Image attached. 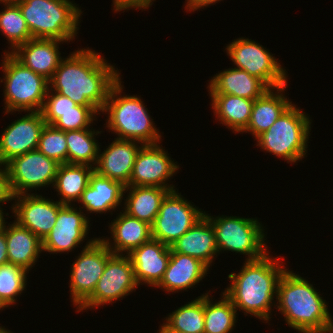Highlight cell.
<instances>
[{"label":"cell","instance_id":"6da1fadb","mask_svg":"<svg viewBox=\"0 0 333 333\" xmlns=\"http://www.w3.org/2000/svg\"><path fill=\"white\" fill-rule=\"evenodd\" d=\"M119 70L95 50L81 48L62 58L49 88L80 106L103 110L111 87L121 78Z\"/></svg>","mask_w":333,"mask_h":333},{"label":"cell","instance_id":"7a4b0ae2","mask_svg":"<svg viewBox=\"0 0 333 333\" xmlns=\"http://www.w3.org/2000/svg\"><path fill=\"white\" fill-rule=\"evenodd\" d=\"M283 259L267 253L260 259L245 260L238 273L228 275L231 283L223 293L236 310L244 311L245 315H254L266 323L270 321L272 307H276L274 298L277 297L278 281L287 269Z\"/></svg>","mask_w":333,"mask_h":333},{"label":"cell","instance_id":"3957f363","mask_svg":"<svg viewBox=\"0 0 333 333\" xmlns=\"http://www.w3.org/2000/svg\"><path fill=\"white\" fill-rule=\"evenodd\" d=\"M313 284L286 269L277 285L276 309L298 333H324L333 329L328 304Z\"/></svg>","mask_w":333,"mask_h":333},{"label":"cell","instance_id":"277c9868","mask_svg":"<svg viewBox=\"0 0 333 333\" xmlns=\"http://www.w3.org/2000/svg\"><path fill=\"white\" fill-rule=\"evenodd\" d=\"M121 78L111 87L101 111L108 114L106 126L118 139L134 140L144 144L161 143L159 129L153 123L144 102L137 95H121ZM126 95V96H125Z\"/></svg>","mask_w":333,"mask_h":333},{"label":"cell","instance_id":"5b68a950","mask_svg":"<svg viewBox=\"0 0 333 333\" xmlns=\"http://www.w3.org/2000/svg\"><path fill=\"white\" fill-rule=\"evenodd\" d=\"M32 38L73 41L79 30L82 10L70 0H14Z\"/></svg>","mask_w":333,"mask_h":333},{"label":"cell","instance_id":"8992f818","mask_svg":"<svg viewBox=\"0 0 333 333\" xmlns=\"http://www.w3.org/2000/svg\"><path fill=\"white\" fill-rule=\"evenodd\" d=\"M299 108L291 104L266 132L255 139L262 151L291 164L306 156L312 120Z\"/></svg>","mask_w":333,"mask_h":333},{"label":"cell","instance_id":"52a82bcc","mask_svg":"<svg viewBox=\"0 0 333 333\" xmlns=\"http://www.w3.org/2000/svg\"><path fill=\"white\" fill-rule=\"evenodd\" d=\"M4 83L5 114L24 111H41L49 81L43 76L25 67L10 52L5 51L2 57Z\"/></svg>","mask_w":333,"mask_h":333},{"label":"cell","instance_id":"ba28073f","mask_svg":"<svg viewBox=\"0 0 333 333\" xmlns=\"http://www.w3.org/2000/svg\"><path fill=\"white\" fill-rule=\"evenodd\" d=\"M204 215L214 228L219 253L231 251L248 255L245 260L260 259L269 253L264 239V227L257 218L226 215L213 217L208 213Z\"/></svg>","mask_w":333,"mask_h":333},{"label":"cell","instance_id":"9c48e42d","mask_svg":"<svg viewBox=\"0 0 333 333\" xmlns=\"http://www.w3.org/2000/svg\"><path fill=\"white\" fill-rule=\"evenodd\" d=\"M234 66L262 80L270 89L287 85V71L268 49L249 38H238L225 48ZM272 54V55H271Z\"/></svg>","mask_w":333,"mask_h":333},{"label":"cell","instance_id":"30bf717a","mask_svg":"<svg viewBox=\"0 0 333 333\" xmlns=\"http://www.w3.org/2000/svg\"><path fill=\"white\" fill-rule=\"evenodd\" d=\"M112 254L101 238L93 237L72 263L70 298L77 309L92 295Z\"/></svg>","mask_w":333,"mask_h":333},{"label":"cell","instance_id":"8fae6325","mask_svg":"<svg viewBox=\"0 0 333 333\" xmlns=\"http://www.w3.org/2000/svg\"><path fill=\"white\" fill-rule=\"evenodd\" d=\"M138 288L134 276V269L132 261L128 255L112 254L105 266L101 278L98 280L95 290L92 295L76 310V312H83V310L98 308L107 303H114L129 293L135 292Z\"/></svg>","mask_w":333,"mask_h":333},{"label":"cell","instance_id":"7c38bea8","mask_svg":"<svg viewBox=\"0 0 333 333\" xmlns=\"http://www.w3.org/2000/svg\"><path fill=\"white\" fill-rule=\"evenodd\" d=\"M184 198L178 190L166 195L151 226L152 239L171 246L204 216L205 212Z\"/></svg>","mask_w":333,"mask_h":333},{"label":"cell","instance_id":"4fadbf2b","mask_svg":"<svg viewBox=\"0 0 333 333\" xmlns=\"http://www.w3.org/2000/svg\"><path fill=\"white\" fill-rule=\"evenodd\" d=\"M14 196L29 194L34 189L53 187L59 166L54 159L39 150H33L12 158L5 164Z\"/></svg>","mask_w":333,"mask_h":333},{"label":"cell","instance_id":"5bb4252c","mask_svg":"<svg viewBox=\"0 0 333 333\" xmlns=\"http://www.w3.org/2000/svg\"><path fill=\"white\" fill-rule=\"evenodd\" d=\"M160 143L141 145L137 154L129 183L126 186H149L176 190L175 185L167 181L179 169L177 162L171 159Z\"/></svg>","mask_w":333,"mask_h":333},{"label":"cell","instance_id":"9a60e30c","mask_svg":"<svg viewBox=\"0 0 333 333\" xmlns=\"http://www.w3.org/2000/svg\"><path fill=\"white\" fill-rule=\"evenodd\" d=\"M63 205L58 210L55 226L42 241L43 252L64 253L71 252L81 245L87 237L90 221L81 208ZM81 243V244H80Z\"/></svg>","mask_w":333,"mask_h":333},{"label":"cell","instance_id":"2e32d148","mask_svg":"<svg viewBox=\"0 0 333 333\" xmlns=\"http://www.w3.org/2000/svg\"><path fill=\"white\" fill-rule=\"evenodd\" d=\"M13 200L15 203L12 204L11 210L14 221L28 228L43 241L55 226L58 210L63 204L31 192L14 196Z\"/></svg>","mask_w":333,"mask_h":333},{"label":"cell","instance_id":"e0dca14e","mask_svg":"<svg viewBox=\"0 0 333 333\" xmlns=\"http://www.w3.org/2000/svg\"><path fill=\"white\" fill-rule=\"evenodd\" d=\"M46 125L41 111H27L13 121L0 136V164L37 149L42 129Z\"/></svg>","mask_w":333,"mask_h":333},{"label":"cell","instance_id":"ac0fdd59","mask_svg":"<svg viewBox=\"0 0 333 333\" xmlns=\"http://www.w3.org/2000/svg\"><path fill=\"white\" fill-rule=\"evenodd\" d=\"M141 145L143 144L138 141L115 138L103 152L99 147L94 171L99 175L120 181L126 186Z\"/></svg>","mask_w":333,"mask_h":333},{"label":"cell","instance_id":"d6986e66","mask_svg":"<svg viewBox=\"0 0 333 333\" xmlns=\"http://www.w3.org/2000/svg\"><path fill=\"white\" fill-rule=\"evenodd\" d=\"M171 247L151 239L134 249L130 257L138 286H156L162 280L170 259Z\"/></svg>","mask_w":333,"mask_h":333},{"label":"cell","instance_id":"ffe728a7","mask_svg":"<svg viewBox=\"0 0 333 333\" xmlns=\"http://www.w3.org/2000/svg\"><path fill=\"white\" fill-rule=\"evenodd\" d=\"M58 39L32 38L18 46L11 54L25 67L50 81L59 66L61 53Z\"/></svg>","mask_w":333,"mask_h":333},{"label":"cell","instance_id":"44dd1931","mask_svg":"<svg viewBox=\"0 0 333 333\" xmlns=\"http://www.w3.org/2000/svg\"><path fill=\"white\" fill-rule=\"evenodd\" d=\"M116 219L109 223L113 240L102 238L108 249L113 254L129 255L134 249L152 239V228L146 222L129 216L122 210ZM114 241V242H112Z\"/></svg>","mask_w":333,"mask_h":333},{"label":"cell","instance_id":"7402d4cb","mask_svg":"<svg viewBox=\"0 0 333 333\" xmlns=\"http://www.w3.org/2000/svg\"><path fill=\"white\" fill-rule=\"evenodd\" d=\"M125 185L105 176L99 175L96 171L90 176L89 185L82 193L78 203L86 212L103 214L112 212L121 205L125 198Z\"/></svg>","mask_w":333,"mask_h":333},{"label":"cell","instance_id":"603a6c76","mask_svg":"<svg viewBox=\"0 0 333 333\" xmlns=\"http://www.w3.org/2000/svg\"><path fill=\"white\" fill-rule=\"evenodd\" d=\"M208 271L209 268L200 260L171 249L167 269L156 287L172 293L187 291L204 279Z\"/></svg>","mask_w":333,"mask_h":333},{"label":"cell","instance_id":"cb8c5ba5","mask_svg":"<svg viewBox=\"0 0 333 333\" xmlns=\"http://www.w3.org/2000/svg\"><path fill=\"white\" fill-rule=\"evenodd\" d=\"M170 247L174 252L200 260L208 268L219 254L214 228L205 215Z\"/></svg>","mask_w":333,"mask_h":333},{"label":"cell","instance_id":"d4e9b609","mask_svg":"<svg viewBox=\"0 0 333 333\" xmlns=\"http://www.w3.org/2000/svg\"><path fill=\"white\" fill-rule=\"evenodd\" d=\"M207 88L209 94H229L251 100L260 98L270 89L262 80L237 68L218 72Z\"/></svg>","mask_w":333,"mask_h":333},{"label":"cell","instance_id":"484cf974","mask_svg":"<svg viewBox=\"0 0 333 333\" xmlns=\"http://www.w3.org/2000/svg\"><path fill=\"white\" fill-rule=\"evenodd\" d=\"M286 87L287 85L269 89L263 96L254 100L249 124L242 133H251L256 139L275 123L292 104L283 94Z\"/></svg>","mask_w":333,"mask_h":333},{"label":"cell","instance_id":"4316f807","mask_svg":"<svg viewBox=\"0 0 333 333\" xmlns=\"http://www.w3.org/2000/svg\"><path fill=\"white\" fill-rule=\"evenodd\" d=\"M8 261L27 270L35 266L42 253V240L16 221L6 226Z\"/></svg>","mask_w":333,"mask_h":333},{"label":"cell","instance_id":"83f0119b","mask_svg":"<svg viewBox=\"0 0 333 333\" xmlns=\"http://www.w3.org/2000/svg\"><path fill=\"white\" fill-rule=\"evenodd\" d=\"M126 192L128 195L124 198V212L152 226L161 203L170 190L161 187L126 186Z\"/></svg>","mask_w":333,"mask_h":333},{"label":"cell","instance_id":"f1b7e54d","mask_svg":"<svg viewBox=\"0 0 333 333\" xmlns=\"http://www.w3.org/2000/svg\"><path fill=\"white\" fill-rule=\"evenodd\" d=\"M211 106L220 124L233 130L235 133L243 132L250 121L254 100L237 97L229 94H209Z\"/></svg>","mask_w":333,"mask_h":333},{"label":"cell","instance_id":"f546056e","mask_svg":"<svg viewBox=\"0 0 333 333\" xmlns=\"http://www.w3.org/2000/svg\"><path fill=\"white\" fill-rule=\"evenodd\" d=\"M93 171L94 167L85 164H59L53 185L61 196L58 202L63 205H73L72 202H78L89 185Z\"/></svg>","mask_w":333,"mask_h":333},{"label":"cell","instance_id":"4dcf8cb0","mask_svg":"<svg viewBox=\"0 0 333 333\" xmlns=\"http://www.w3.org/2000/svg\"><path fill=\"white\" fill-rule=\"evenodd\" d=\"M204 293L165 317L159 332L204 333Z\"/></svg>","mask_w":333,"mask_h":333},{"label":"cell","instance_id":"1f68e13d","mask_svg":"<svg viewBox=\"0 0 333 333\" xmlns=\"http://www.w3.org/2000/svg\"><path fill=\"white\" fill-rule=\"evenodd\" d=\"M101 132L90 128L66 131L67 163L95 167L99 152L95 137Z\"/></svg>","mask_w":333,"mask_h":333},{"label":"cell","instance_id":"d6a6232c","mask_svg":"<svg viewBox=\"0 0 333 333\" xmlns=\"http://www.w3.org/2000/svg\"><path fill=\"white\" fill-rule=\"evenodd\" d=\"M221 293V300L216 303L210 293L204 295V333H231L236 326L237 310L232 301Z\"/></svg>","mask_w":333,"mask_h":333},{"label":"cell","instance_id":"836d02e7","mask_svg":"<svg viewBox=\"0 0 333 333\" xmlns=\"http://www.w3.org/2000/svg\"><path fill=\"white\" fill-rule=\"evenodd\" d=\"M4 10L0 11V31L6 37L12 53L18 46L32 39L22 11L15 1H0Z\"/></svg>","mask_w":333,"mask_h":333},{"label":"cell","instance_id":"e575fe53","mask_svg":"<svg viewBox=\"0 0 333 333\" xmlns=\"http://www.w3.org/2000/svg\"><path fill=\"white\" fill-rule=\"evenodd\" d=\"M46 124L55 128L70 131L91 128L100 111L95 106L76 105V111L67 112H41Z\"/></svg>","mask_w":333,"mask_h":333},{"label":"cell","instance_id":"d590c367","mask_svg":"<svg viewBox=\"0 0 333 333\" xmlns=\"http://www.w3.org/2000/svg\"><path fill=\"white\" fill-rule=\"evenodd\" d=\"M27 273V270L15 264L0 266V297L8 306L17 303V296L25 291Z\"/></svg>","mask_w":333,"mask_h":333},{"label":"cell","instance_id":"8d00e7d4","mask_svg":"<svg viewBox=\"0 0 333 333\" xmlns=\"http://www.w3.org/2000/svg\"><path fill=\"white\" fill-rule=\"evenodd\" d=\"M37 150L59 164L67 163L66 131L46 124L42 129Z\"/></svg>","mask_w":333,"mask_h":333},{"label":"cell","instance_id":"74e56055","mask_svg":"<svg viewBox=\"0 0 333 333\" xmlns=\"http://www.w3.org/2000/svg\"><path fill=\"white\" fill-rule=\"evenodd\" d=\"M76 105L69 97L48 88L41 112L76 111Z\"/></svg>","mask_w":333,"mask_h":333},{"label":"cell","instance_id":"f35d334b","mask_svg":"<svg viewBox=\"0 0 333 333\" xmlns=\"http://www.w3.org/2000/svg\"><path fill=\"white\" fill-rule=\"evenodd\" d=\"M13 198L14 195L11 190L7 168L5 165L0 164V209L3 211L1 205L3 206L8 201L11 202Z\"/></svg>","mask_w":333,"mask_h":333},{"label":"cell","instance_id":"ab89813d","mask_svg":"<svg viewBox=\"0 0 333 333\" xmlns=\"http://www.w3.org/2000/svg\"><path fill=\"white\" fill-rule=\"evenodd\" d=\"M155 0H113L114 12L129 10L131 8L148 9Z\"/></svg>","mask_w":333,"mask_h":333},{"label":"cell","instance_id":"60d3db41","mask_svg":"<svg viewBox=\"0 0 333 333\" xmlns=\"http://www.w3.org/2000/svg\"><path fill=\"white\" fill-rule=\"evenodd\" d=\"M6 223L3 222L0 228V266L9 263L7 255V242H6Z\"/></svg>","mask_w":333,"mask_h":333},{"label":"cell","instance_id":"b9f144b4","mask_svg":"<svg viewBox=\"0 0 333 333\" xmlns=\"http://www.w3.org/2000/svg\"><path fill=\"white\" fill-rule=\"evenodd\" d=\"M219 1L222 0H187L185 3V10L187 12H194L200 10V8L204 9V7H208L209 5H213L218 3Z\"/></svg>","mask_w":333,"mask_h":333},{"label":"cell","instance_id":"7bdbcfd3","mask_svg":"<svg viewBox=\"0 0 333 333\" xmlns=\"http://www.w3.org/2000/svg\"><path fill=\"white\" fill-rule=\"evenodd\" d=\"M4 217H5L4 212L0 209V228L2 227L4 220L7 219Z\"/></svg>","mask_w":333,"mask_h":333},{"label":"cell","instance_id":"ee69618b","mask_svg":"<svg viewBox=\"0 0 333 333\" xmlns=\"http://www.w3.org/2000/svg\"><path fill=\"white\" fill-rule=\"evenodd\" d=\"M9 307L4 300L0 297V309L3 310V308Z\"/></svg>","mask_w":333,"mask_h":333},{"label":"cell","instance_id":"f6af8a7d","mask_svg":"<svg viewBox=\"0 0 333 333\" xmlns=\"http://www.w3.org/2000/svg\"><path fill=\"white\" fill-rule=\"evenodd\" d=\"M0 333H13V332H11L10 330H7L5 328V326L4 327L0 326Z\"/></svg>","mask_w":333,"mask_h":333},{"label":"cell","instance_id":"bcb514c9","mask_svg":"<svg viewBox=\"0 0 333 333\" xmlns=\"http://www.w3.org/2000/svg\"><path fill=\"white\" fill-rule=\"evenodd\" d=\"M324 333H333V329L325 331Z\"/></svg>","mask_w":333,"mask_h":333},{"label":"cell","instance_id":"7dc6e473","mask_svg":"<svg viewBox=\"0 0 333 333\" xmlns=\"http://www.w3.org/2000/svg\"><path fill=\"white\" fill-rule=\"evenodd\" d=\"M158 333H174V332H158Z\"/></svg>","mask_w":333,"mask_h":333}]
</instances>
